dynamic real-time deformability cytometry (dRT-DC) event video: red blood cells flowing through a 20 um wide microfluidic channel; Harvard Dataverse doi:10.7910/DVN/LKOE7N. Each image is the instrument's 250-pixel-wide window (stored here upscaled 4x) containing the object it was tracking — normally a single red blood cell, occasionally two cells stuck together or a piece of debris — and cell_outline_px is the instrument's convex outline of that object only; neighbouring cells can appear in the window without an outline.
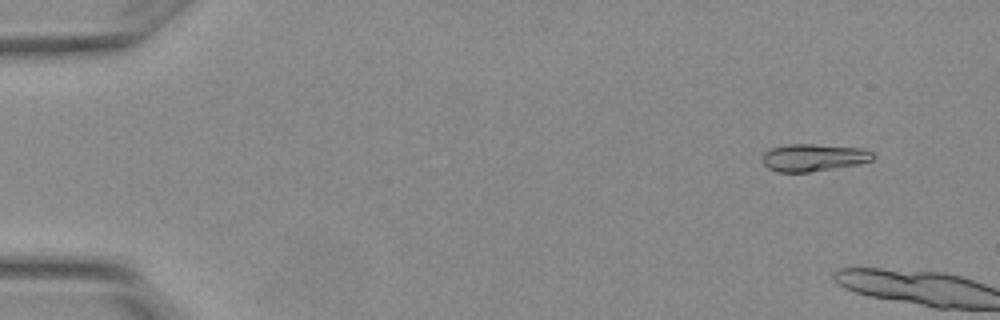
{"species": "Egyptian fruit bat (a non-hibernating species)", "species_latin": "Rousettus aegyptiacus", "temperature_condition": "warm", "stored_images_in_passage": 5, "camera_frame_rate_fps": 3000, "um_per_image_px": 0.085, "animal": {"sex": "female"}, "frame": {"image": 1, "passage_image": 2, "time_ms": 0.333, "image_size_px": [1000, 320], "cell_outline_px": [[876, 156], [872, 160], [860, 164], [808, 172], [776, 172], [768, 168], [764, 164], [764, 152], [772, 148], [784, 144], [812, 144], [864, 148], [872, 152]], "centroid_in_image_um": [69.18, 13.39], "position_along_channel_um": 15.8, "area_um2": 17.69}}